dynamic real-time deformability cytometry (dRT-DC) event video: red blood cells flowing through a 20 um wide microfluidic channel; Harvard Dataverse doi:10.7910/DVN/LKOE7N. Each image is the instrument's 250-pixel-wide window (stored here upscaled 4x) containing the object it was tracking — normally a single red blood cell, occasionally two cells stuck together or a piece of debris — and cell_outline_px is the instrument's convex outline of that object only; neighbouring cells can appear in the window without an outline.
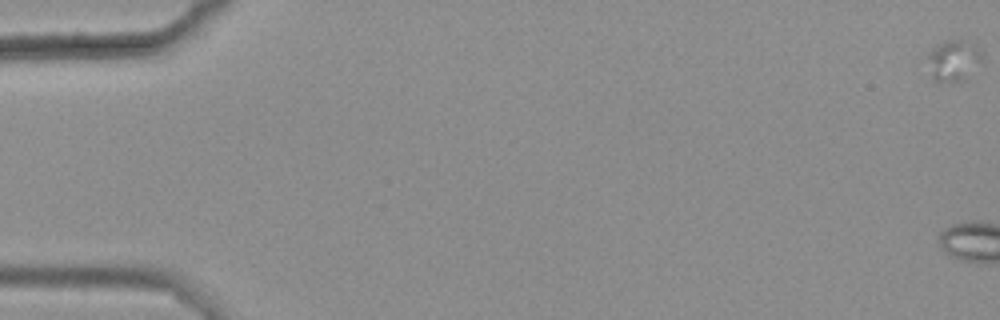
{"species": "common noctule bat (a hibernating species)", "species_latin": "Nyctalus noctula", "temperature_condition": "warm", "stored_images_in_passage": 6, "camera_frame_rate_fps": 3000, "um_per_image_px": 0.085, "animal": {"sex": "female", "body_mass_g": 25.1}, "frame": {"image": 1, "passage_image": 2, "time_ms": 0.333, "image_size_px": [1000, 320], "cell_outline_px": [[980, 60], [964, 80], [932, 80], [928, 56], [944, 40], [960, 40], [972, 44], [980, 48]], "centroid_in_image_um": [81.04, 5.12], "position_along_channel_um": 4.0, "area_um2": 12.08}}